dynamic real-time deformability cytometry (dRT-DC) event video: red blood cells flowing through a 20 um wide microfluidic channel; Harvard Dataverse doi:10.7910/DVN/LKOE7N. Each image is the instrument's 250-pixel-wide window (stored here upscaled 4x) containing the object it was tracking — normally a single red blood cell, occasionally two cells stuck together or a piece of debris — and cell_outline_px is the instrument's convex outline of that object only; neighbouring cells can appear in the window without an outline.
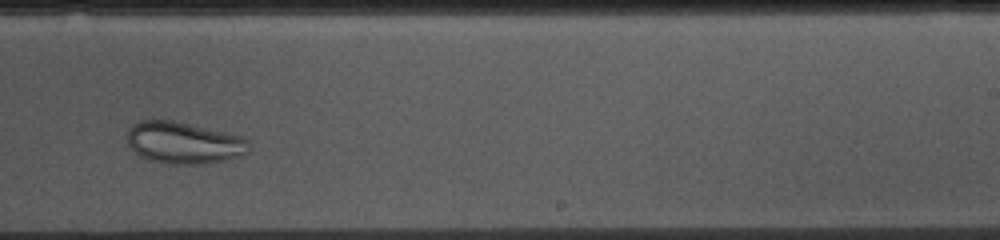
{"species": "common noctule bat (a hibernating species)", "species_latin": "Nyctalus noctula", "temperature_condition": "cold", "stored_images_in_passage": 36, "camera_frame_rate_fps": 3000, "um_per_image_px": 0.085, "animal": {"sex": "female", "body_mass_g": 10.0, "forearm_length_mm": 53.1}, "frame": {"image": 1, "passage_image": 26, "time_ms": 8.333, "image_size_px": [1000, 240], "cell_outline_px": [[248, 152], [212, 164], [168, 164], [148, 160], [140, 156], [128, 148], [128, 132], [132, 124], [140, 120], [172, 120], [244, 136], [248, 140]], "centroid_in_image_um": [15.59, 12.14], "position_along_channel_um": 273.4, "area_um2": 29.88}}
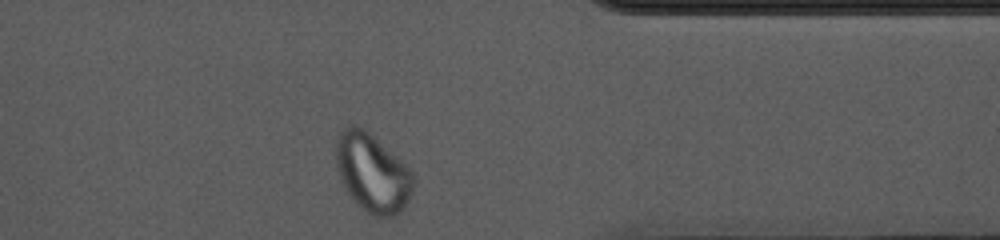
{"frame": {"image": 2, "passage_image": 36, "time_ms": 11.667, "image_size_px": [1000, 240], "cell_outline_px": [[412, 192], [404, 208], [400, 212], [392, 216], [372, 216], [360, 208], [352, 200], [340, 180], [336, 164], [336, 140], [340, 128], [348, 124], [356, 124], [368, 132], [400, 160], [412, 172]], "centroid_in_image_um": [31.6, 14.69], "position_along_channel_um": 379.8, "area_um2": 35.26}}